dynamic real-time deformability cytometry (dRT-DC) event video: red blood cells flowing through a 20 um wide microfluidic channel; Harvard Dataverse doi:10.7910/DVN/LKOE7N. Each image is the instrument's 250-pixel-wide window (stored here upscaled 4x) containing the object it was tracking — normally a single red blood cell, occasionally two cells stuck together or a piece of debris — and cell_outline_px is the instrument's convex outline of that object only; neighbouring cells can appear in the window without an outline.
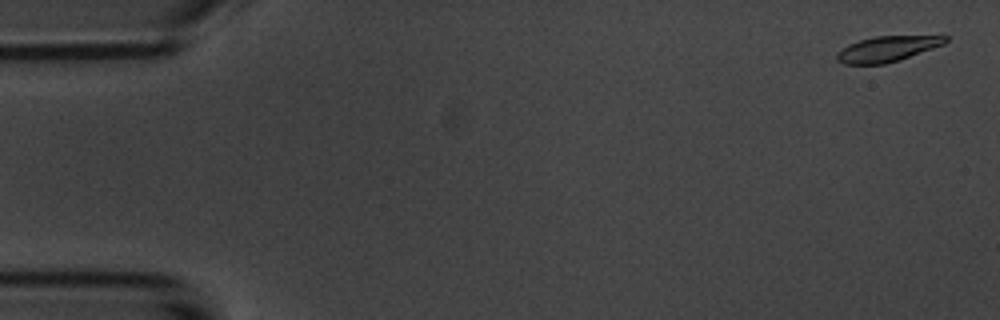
{"species": "common noctule bat (a hibernating species)", "species_latin": "Nyctalus noctula", "temperature_condition": "room temperature", "stored_images_in_passage": 52, "camera_frame_rate_fps": 3000, "um_per_image_px": 0.085, "animal": {"sex": "male", "body_mass_g": 20.1, "forearm_length_mm": 53.5}, "frame": {"image": 1, "passage_image": 2, "time_ms": 0.333, "image_size_px": [1000, 320], "cell_outline_px": [[948, 40], [944, 44], [900, 60], [884, 64], [844, 64], [836, 60], [836, 52], [848, 44], [872, 36], [948, 36]], "centroid_in_image_um": [75.38, 4.16], "position_along_channel_um": 9.6, "area_um2": 16.13}}
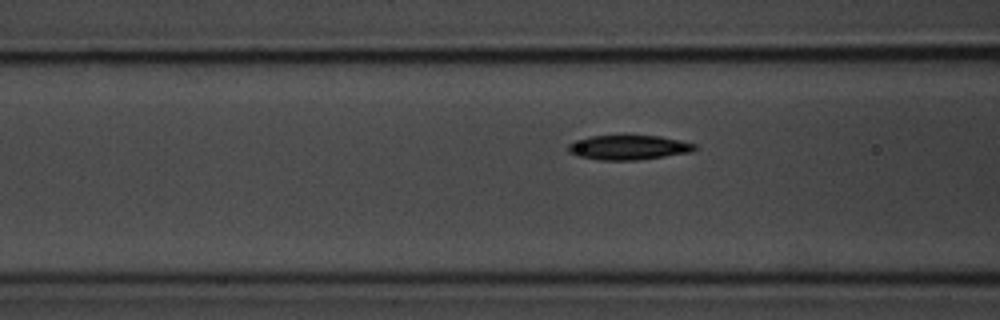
{"frame": {"image": 2, "passage_image": 21, "time_ms": 6.667, "image_size_px": [1000, 320], "cell_outline_px": [[700, 148], [692, 152], [636, 160], [600, 160], [576, 156], [568, 152], [568, 144], [588, 136], [628, 132], [660, 136], [680, 140], [696, 144]], "centroid_in_image_um": [53.43, 12.48], "position_along_channel_um": 113.2, "area_um2": 19.19}}
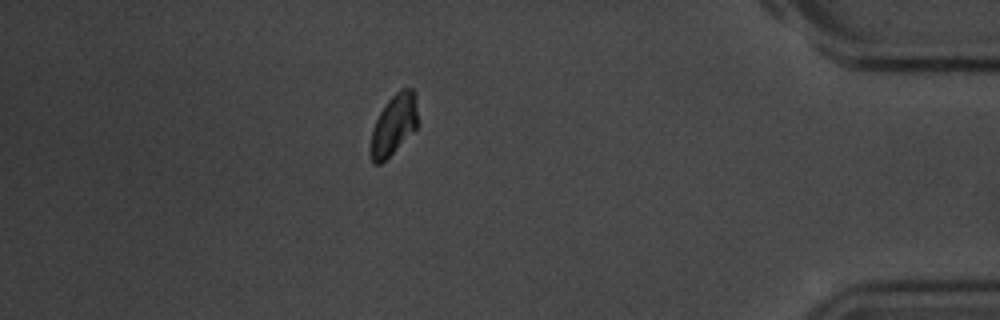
{"frame": {"image": 3, "passage_image": 48, "time_ms": 15.667, "image_size_px": [1000, 320], "cell_outline_px": [[416, 128], [380, 164], [372, 164], [368, 152], [368, 148], [372, 128], [380, 112], [388, 100], [400, 88], [412, 88], [416, 92]], "centroid_in_image_um": [33.41, 10.61], "position_along_channel_um": 401.8, "area_um2": 16.59}, "authors_computed_cell_mechanics": {"area_um2": 17.6579, "velocity_mm_per_s": 3.6745, "shape_relaxation_time_tau1_ms": 3.8147, "shape_relaxation_time_tau2_ms": null, "deformation_change_tau1": 0.1399, "deformation_change_tau2": null}}